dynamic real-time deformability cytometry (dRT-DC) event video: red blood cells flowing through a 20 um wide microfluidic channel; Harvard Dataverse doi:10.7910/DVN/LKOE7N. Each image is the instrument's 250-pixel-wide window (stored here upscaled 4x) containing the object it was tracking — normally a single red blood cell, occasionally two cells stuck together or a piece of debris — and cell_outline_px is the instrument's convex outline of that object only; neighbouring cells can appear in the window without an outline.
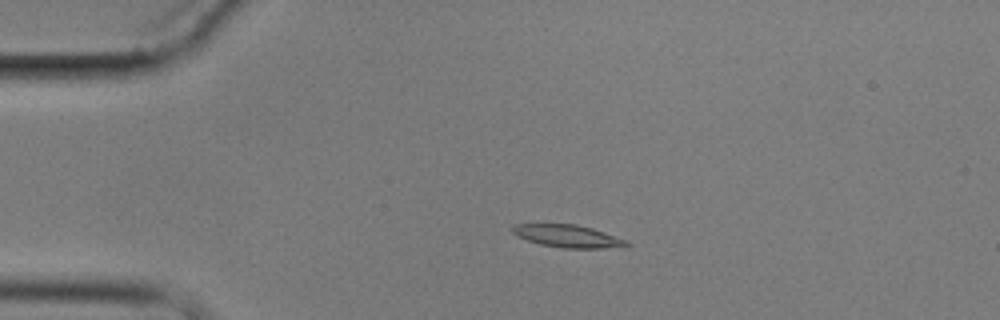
{"species": "common noctule bat (a hibernating species)", "species_latin": "Nyctalus noctula", "temperature_condition": "cold", "stored_images_in_passage": 5, "camera_frame_rate_fps": 3000, "um_per_image_px": 0.085, "animal": {"sex": "male", "body_mass_g": 17.9}, "frame": {"image": 1, "passage_image": 3, "time_ms": 3.0, "image_size_px": [1000, 320], "cell_outline_px": [[632, 244], [604, 248], [564, 248], [540, 244], [528, 240], [512, 232], [512, 224], [576, 224], [592, 228], [628, 240]], "centroid_in_image_um": [48.27, 20.06], "position_along_channel_um": 36.7, "area_um2": 14.8}}